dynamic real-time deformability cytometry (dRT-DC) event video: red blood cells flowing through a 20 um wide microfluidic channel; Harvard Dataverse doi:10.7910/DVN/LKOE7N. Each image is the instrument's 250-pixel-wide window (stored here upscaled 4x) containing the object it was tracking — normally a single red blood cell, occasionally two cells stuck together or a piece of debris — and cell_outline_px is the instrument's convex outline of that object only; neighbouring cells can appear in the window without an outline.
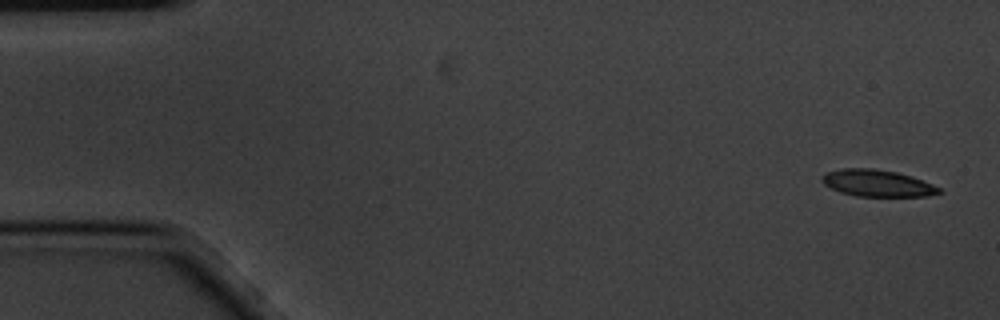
{"species": "common noctule bat (a hibernating species)", "species_latin": "Nyctalus noctula", "temperature_condition": "cold", "stored_images_in_passage": 5, "camera_frame_rate_fps": 3000, "um_per_image_px": 0.085, "animal": {"sex": "male", "body_mass_g": 20.1, "forearm_length_mm": 53.5}, "frame": {"image": 1, "passage_image": 1, "time_ms": 0.0, "image_size_px": [1000, 320], "cell_outline_px": [[944, 192], [928, 196], [856, 196], [840, 192], [824, 184], [820, 180], [820, 176], [824, 172], [840, 168], [872, 168], [896, 172], [912, 176], [932, 184], [940, 188]], "centroid_in_image_um": [74.54, 15.56], "position_along_channel_um": 10.5, "area_um2": 18.44}}
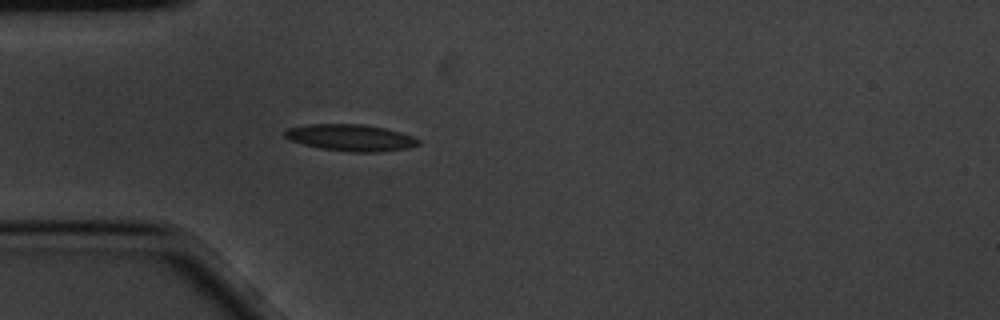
{"frame": {"image": 2, "passage_image": 5, "time_ms": 1.333, "image_size_px": [1000, 320], "cell_outline_px": [[420, 144], [408, 148], [376, 152], [352, 152], [320, 148], [288, 140], [284, 136], [284, 132], [288, 128], [308, 124], [364, 124], [384, 128], [400, 132], [412, 136], [420, 140]], "centroid_in_image_um": [29.8, 11.7], "position_along_channel_um": 55.2, "area_um2": 20.69}}